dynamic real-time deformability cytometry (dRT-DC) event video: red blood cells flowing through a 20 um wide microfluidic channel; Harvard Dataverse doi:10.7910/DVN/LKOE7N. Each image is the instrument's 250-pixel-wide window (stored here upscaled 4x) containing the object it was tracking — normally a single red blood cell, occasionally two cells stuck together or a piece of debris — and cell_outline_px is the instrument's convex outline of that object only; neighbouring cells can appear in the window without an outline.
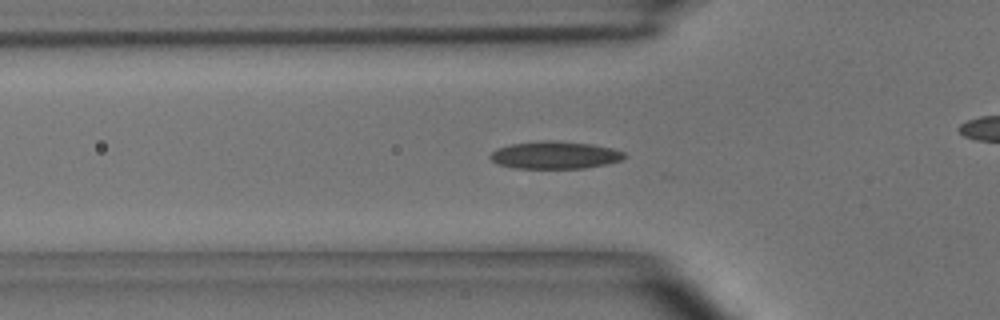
{"species": "common noctule bat (a hibernating species)", "species_latin": "Nyctalus noctula", "temperature_condition": "room temperature", "stored_images_in_passage": 22, "camera_frame_rate_fps": 3000, "um_per_image_px": 0.085, "animal": {"sex": "male", "body_mass_g": 15.6}, "frame": {"image": 1, "passage_image": 10, "time_ms": 3.0, "image_size_px": [1000, 320], "cell_outline_px": [[628, 156], [620, 160], [604, 164], [584, 168], [516, 168], [500, 164], [492, 160], [488, 156], [492, 152], [500, 148], [512, 144], [544, 140], [592, 144], [612, 148], [624, 152]], "centroid_in_image_um": [47.19, 13.18], "position_along_channel_um": 78.6, "area_um2": 21.1}}